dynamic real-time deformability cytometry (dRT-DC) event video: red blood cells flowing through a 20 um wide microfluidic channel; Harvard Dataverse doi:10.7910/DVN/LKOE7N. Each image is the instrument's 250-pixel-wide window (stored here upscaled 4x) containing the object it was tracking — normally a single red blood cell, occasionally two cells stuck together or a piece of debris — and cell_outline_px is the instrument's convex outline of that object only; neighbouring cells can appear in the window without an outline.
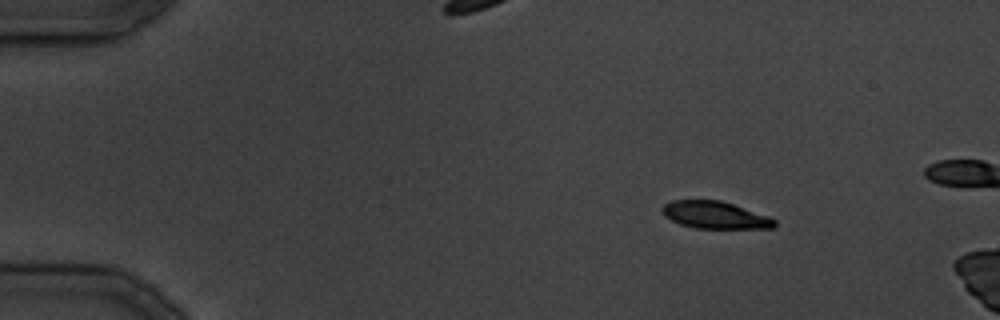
{"species": "common noctule bat (a hibernating species)", "species_latin": "Nyctalus noctula", "temperature_condition": "cold", "stored_images_in_passage": 5, "camera_frame_rate_fps": 3000, "um_per_image_px": 0.085, "animal": {"sex": "male", "body_mass_g": 19.5, "forearm_length_mm": 54.6}, "frame": {"image": 1, "passage_image": 1, "time_ms": 0.0, "image_size_px": [1000, 320], "cell_outline_px": [[776, 224], [772, 228], [696, 228], [680, 224], [664, 216], [660, 208], [664, 204], [672, 200], [720, 200], [768, 216], [776, 220]], "centroid_in_image_um": [60.74, 18.27], "position_along_channel_um": 24.3, "area_um2": 17.69}}